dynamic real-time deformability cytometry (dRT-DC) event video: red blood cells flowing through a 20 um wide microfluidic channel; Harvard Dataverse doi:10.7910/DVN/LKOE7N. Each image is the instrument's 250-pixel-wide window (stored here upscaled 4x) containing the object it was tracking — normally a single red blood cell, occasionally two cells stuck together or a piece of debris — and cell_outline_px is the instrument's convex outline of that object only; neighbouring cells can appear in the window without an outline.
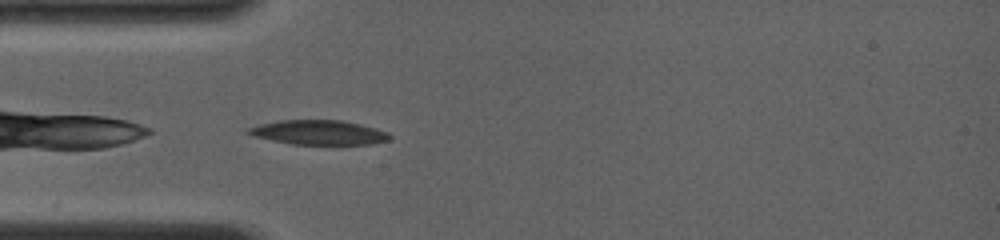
{"species": "common noctule bat (a hibernating species)", "species_latin": "Nyctalus noctula", "temperature_condition": "room temperature", "stored_images_in_passage": 46, "camera_frame_rate_fps": 4000, "um_per_image_px": 0.085, "animal": {"sex": "female", "body_mass_g": 19.0, "forearm_length_mm": 56.7}, "frame": {"image": 1, "passage_image": 1, "time_ms": 0.0, "image_size_px": [1000, 240], "cell_outline_px": [[392, 140], [372, 144], [292, 144], [252, 136], [244, 132], [244, 128], [260, 124], [280, 120], [340, 120], [360, 124], [376, 128], [388, 132], [392, 136]], "centroid_in_image_um": [27.08, 11.26], "position_along_channel_um": 57.9, "area_um2": 20.4}}
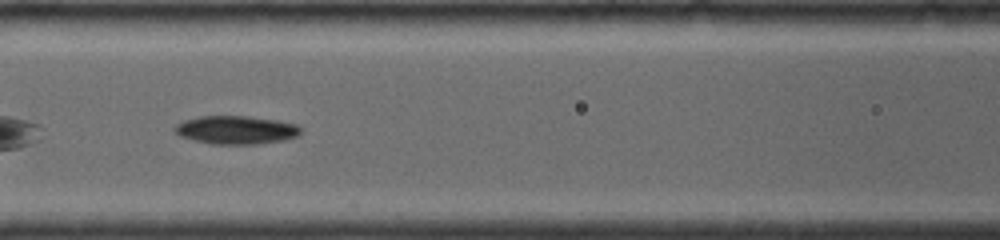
{"frame": {"image": 2, "passage_image": 16, "time_ms": 2.25, "image_size_px": [1000, 240], "cell_outline_px": [[300, 132], [296, 136], [284, 140], [256, 144], [212, 144], [180, 136], [172, 128], [176, 124], [184, 120], [200, 116], [248, 116], [276, 120], [296, 124], [300, 128]], "centroid_in_image_um": [20.04, 11.04], "position_along_channel_um": 146.6, "area_um2": 20.63}}
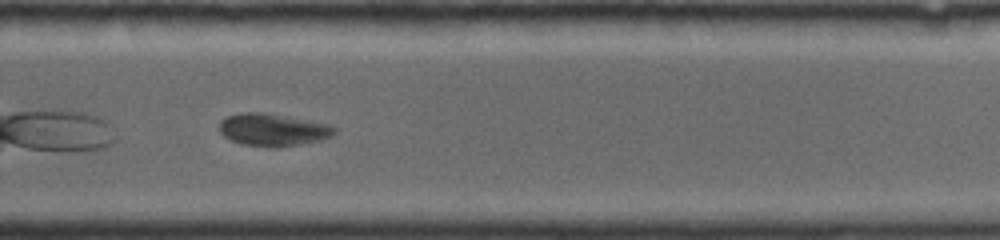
{"frame": {"image": 3, "passage_image": 38, "time_ms": 6.25, "image_size_px": [1000, 240], "cell_outline_px": [[336, 132], [332, 136], [300, 144], [244, 144], [232, 140], [224, 136], [220, 132], [220, 120], [228, 116], [240, 112], [260, 112], [328, 124], [336, 128]], "centroid_in_image_um": [23.16, 10.98], "position_along_channel_um": 306.6, "area_um2": 20.52}, "authors_computed_cell_mechanics": {"area_um2": 20.8947, "velocity_mm_per_s": 4.0142, "shape_relaxation_time_tau1_ms": null, "shape_relaxation_time_tau2_ms": 1.4915, "deformation_change_tau1": null, "deformation_change_tau2": 0.0548}}